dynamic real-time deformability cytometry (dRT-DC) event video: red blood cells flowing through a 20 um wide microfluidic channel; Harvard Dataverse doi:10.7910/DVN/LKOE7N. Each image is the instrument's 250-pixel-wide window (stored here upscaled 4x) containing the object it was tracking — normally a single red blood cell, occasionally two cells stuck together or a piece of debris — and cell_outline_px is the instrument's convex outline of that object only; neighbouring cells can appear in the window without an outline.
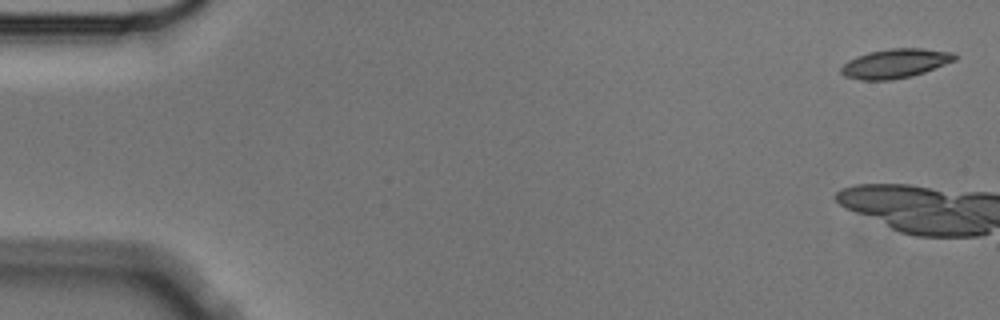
{"species": "Egyptian fruit bat (a non-hibernating species)", "species_latin": "Rousettus aegyptiacus", "temperature_condition": "cold", "stored_images_in_passage": 5, "camera_frame_rate_fps": 3000, "um_per_image_px": 0.085, "animal": {"sex": "male"}, "frame": {"image": 1, "passage_image": 1, "time_ms": 0.0, "image_size_px": [1000, 320], "cell_outline_px": [[960, 56], [956, 60], [924, 72], [912, 76], [892, 80], [860, 80], [844, 76], [840, 72], [840, 68], [848, 60], [856, 56], [868, 52], [888, 48], [924, 48], [956, 52]], "centroid_in_image_um": [76.13, 5.38], "position_along_channel_um": 8.9, "area_um2": 19.71}}